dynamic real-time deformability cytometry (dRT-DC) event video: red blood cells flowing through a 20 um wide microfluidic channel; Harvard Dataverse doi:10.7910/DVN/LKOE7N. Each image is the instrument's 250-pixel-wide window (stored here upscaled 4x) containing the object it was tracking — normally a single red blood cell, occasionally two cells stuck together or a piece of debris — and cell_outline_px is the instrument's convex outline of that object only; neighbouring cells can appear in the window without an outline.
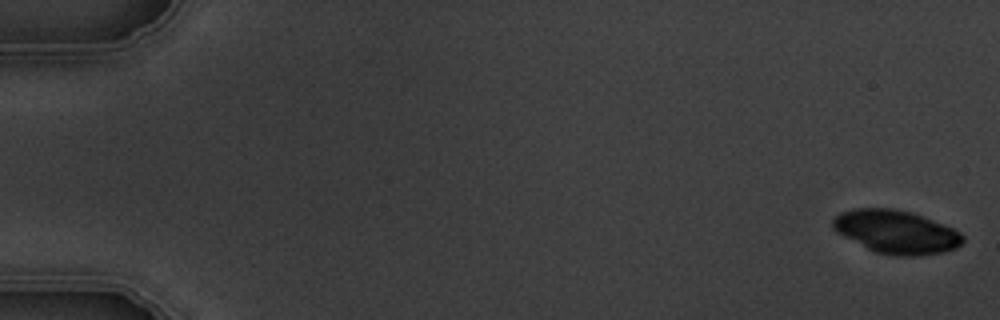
{"species": "common noctule bat (a hibernating species)", "species_latin": "Nyctalus noctula", "temperature_condition": "warm", "stored_images_in_passage": 6, "camera_frame_rate_fps": 3000, "um_per_image_px": 0.085, "animal": {"sex": "male", "body_mass_g": 19.5, "forearm_length_mm": 54.6}, "frame": {"image": 1, "passage_image": 1, "time_ms": 0.0, "image_size_px": [1000, 320], "cell_outline_px": [[964, 240], [956, 248], [944, 252], [916, 256], [900, 256], [876, 252], [836, 232], [832, 228], [832, 220], [840, 212], [852, 208], [896, 208], [912, 212], [944, 224], [960, 232], [964, 236]], "centroid_in_image_um": [76.18, 19.69], "position_along_channel_um": 8.8, "area_um2": 32.77}}